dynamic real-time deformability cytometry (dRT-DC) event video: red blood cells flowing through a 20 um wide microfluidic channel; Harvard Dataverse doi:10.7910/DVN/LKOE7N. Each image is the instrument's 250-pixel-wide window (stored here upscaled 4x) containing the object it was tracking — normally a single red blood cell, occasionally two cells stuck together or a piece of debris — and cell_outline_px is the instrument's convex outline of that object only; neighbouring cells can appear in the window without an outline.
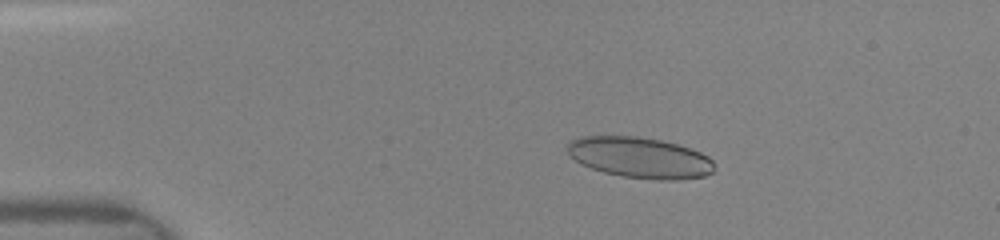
{"species": "human", "species_latin": "Homo sapiens", "temperature_condition": "room temperature", "stored_images_in_passage": 36, "camera_frame_rate_fps": 3000, "um_per_image_px": 0.085, "donor": {"sex": "female"}, "frame": {"image": 1, "passage_image": 9, "time_ms": 2.667, "image_size_px": [1000, 240], "cell_outline_px": [[716, 168], [712, 172], [704, 176], [676, 180], [656, 180], [620, 176], [604, 172], [580, 164], [568, 152], [568, 140], [580, 136], [636, 136], [664, 140], [680, 144], [700, 152], [708, 156], [712, 160]], "centroid_in_image_um": [54.41, 13.39], "position_along_channel_um": 30.6, "area_um2": 35.32}}
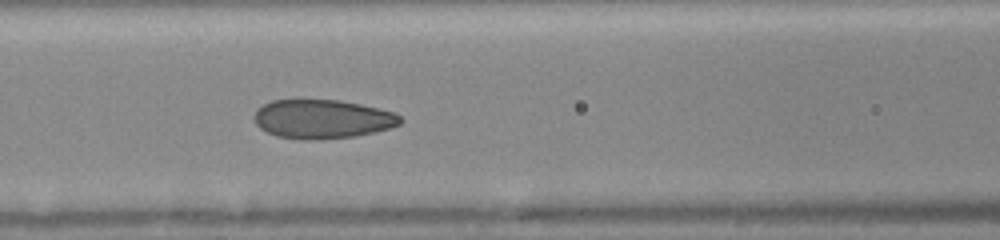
{"frame": {"image": 2, "passage_image": 20, "time_ms": 6.667, "image_size_px": [1000, 240], "cell_outline_px": [[404, 120], [400, 124], [376, 132], [356, 136], [320, 140], [304, 140], [276, 136], [260, 128], [256, 124], [256, 108], [272, 100], [340, 100], [360, 104], [396, 112]], "centroid_in_image_um": [27.44, 10.13], "position_along_channel_um": 139.2, "area_um2": 33.29}}
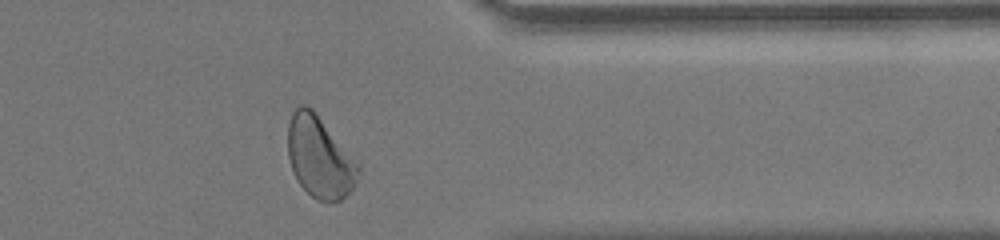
{"frame": {"image": 3, "passage_image": 34, "time_ms": 12.667, "image_size_px": [1000, 240], "cell_outline_px": [[360, 168], [356, 180], [352, 188], [340, 200], [328, 204], [316, 200], [300, 184], [292, 168], [288, 156], [288, 124], [292, 112], [300, 104], [304, 104], [312, 108], [360, 164]], "centroid_in_image_um": [27.17, 13.36], "position_along_channel_um": 384.2, "area_um2": 33.29}}